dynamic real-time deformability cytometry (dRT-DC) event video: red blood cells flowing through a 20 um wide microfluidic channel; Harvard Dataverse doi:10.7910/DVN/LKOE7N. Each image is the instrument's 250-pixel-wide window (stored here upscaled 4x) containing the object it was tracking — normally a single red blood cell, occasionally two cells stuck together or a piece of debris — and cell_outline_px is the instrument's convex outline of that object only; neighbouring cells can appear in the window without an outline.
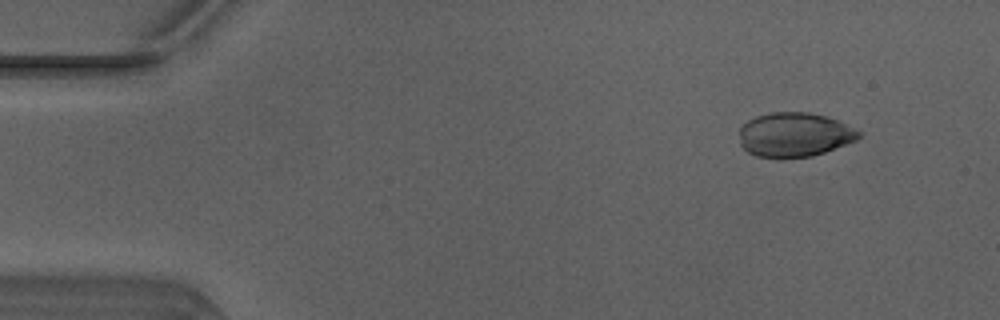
{"species": "Egyptian fruit bat (a non-hibernating species)", "species_latin": "Rousettus aegyptiacus", "temperature_condition": "warm", "stored_images_in_passage": 25, "camera_frame_rate_fps": 3000, "um_per_image_px": 0.085, "animal": {"sex": "male"}, "frame": {"image": 1, "passage_image": 5, "time_ms": 1.333, "image_size_px": [1000, 320], "cell_outline_px": [[860, 136], [856, 140], [824, 152], [812, 156], [756, 156], [748, 152], [740, 144], [740, 128], [748, 120], [756, 116], [768, 112], [808, 112], [824, 116], [836, 120], [860, 132]], "centroid_in_image_um": [67.49, 11.42], "position_along_channel_um": 17.5, "area_um2": 30.17}}
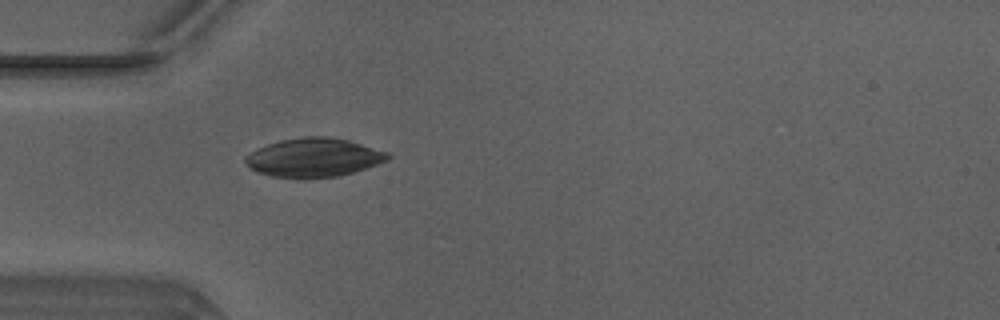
{"frame": {"image": 2, "passage_image": 15, "time_ms": 4.667, "image_size_px": [1000, 320], "cell_outline_px": [[392, 156], [388, 160], [352, 172], [336, 176], [304, 180], [272, 176], [256, 172], [248, 168], [244, 160], [244, 156], [268, 144], [280, 140], [304, 136], [328, 136], [348, 140], [388, 152]], "centroid_in_image_um": [26.63, 13.41], "position_along_channel_um": 58.4, "area_um2": 32.43}}
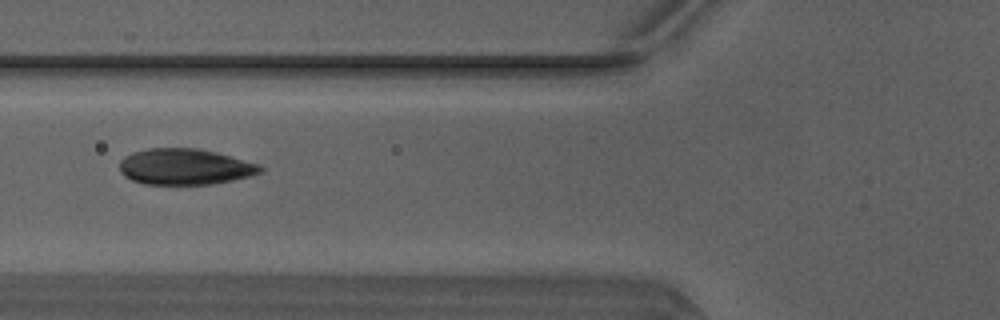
{"frame": {"image": 3, "passage_image": 19, "time_ms": 6.0, "image_size_px": [1000, 320], "cell_outline_px": [[264, 172], [232, 180], [212, 184], [144, 184], [132, 180], [124, 176], [120, 172], [120, 160], [124, 156], [132, 152], [148, 148], [196, 148], [216, 152], [260, 164], [264, 168]], "centroid_in_image_um": [15.71, 14.17], "position_along_channel_um": 110.1, "area_um2": 29.65}}